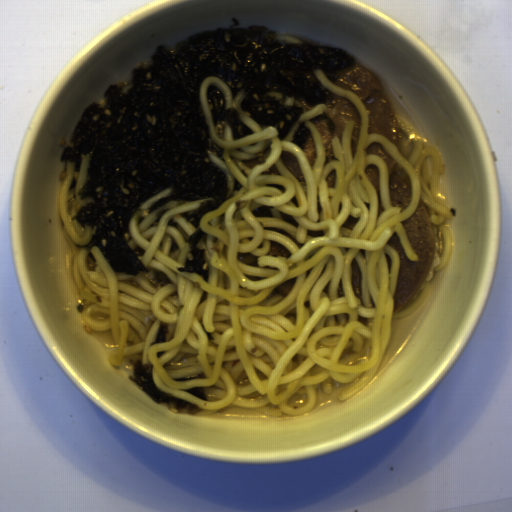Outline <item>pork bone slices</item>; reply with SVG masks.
Listing matches in <instances>:
<instances>
[{"instance_id":"10","label":"pork bone slices","mask_w":512,"mask_h":512,"mask_svg":"<svg viewBox=\"0 0 512 512\" xmlns=\"http://www.w3.org/2000/svg\"><path fill=\"white\" fill-rule=\"evenodd\" d=\"M297 278L289 279L281 284H279L275 289L283 296H287L288 293L292 290L295 285Z\"/></svg>"},{"instance_id":"4","label":"pork bone slices","mask_w":512,"mask_h":512,"mask_svg":"<svg viewBox=\"0 0 512 512\" xmlns=\"http://www.w3.org/2000/svg\"><path fill=\"white\" fill-rule=\"evenodd\" d=\"M367 154H374L381 158L387 166L389 198L392 208L406 210L411 199V188L406 180L395 173L396 160L381 146L379 142H373L365 149Z\"/></svg>"},{"instance_id":"8","label":"pork bone slices","mask_w":512,"mask_h":512,"mask_svg":"<svg viewBox=\"0 0 512 512\" xmlns=\"http://www.w3.org/2000/svg\"><path fill=\"white\" fill-rule=\"evenodd\" d=\"M271 248L267 254H271L278 257L289 258L293 255L292 251L283 243L276 240H270Z\"/></svg>"},{"instance_id":"5","label":"pork bone slices","mask_w":512,"mask_h":512,"mask_svg":"<svg viewBox=\"0 0 512 512\" xmlns=\"http://www.w3.org/2000/svg\"><path fill=\"white\" fill-rule=\"evenodd\" d=\"M366 177L369 183L374 187L377 199H378V213L377 218L386 211L381 200V194H380V172L379 168L376 164H369L366 169Z\"/></svg>"},{"instance_id":"3","label":"pork bone slices","mask_w":512,"mask_h":512,"mask_svg":"<svg viewBox=\"0 0 512 512\" xmlns=\"http://www.w3.org/2000/svg\"><path fill=\"white\" fill-rule=\"evenodd\" d=\"M334 100L326 103L325 110L308 119L319 134L325 155L324 166L330 160H338L333 152L332 142L337 137L341 143L345 126L349 121H353L354 126L350 135V148L352 158L356 155L357 146L361 134V115L357 107L347 98L339 95H333Z\"/></svg>"},{"instance_id":"7","label":"pork bone slices","mask_w":512,"mask_h":512,"mask_svg":"<svg viewBox=\"0 0 512 512\" xmlns=\"http://www.w3.org/2000/svg\"><path fill=\"white\" fill-rule=\"evenodd\" d=\"M351 286L356 297H362L363 273L357 261L353 258L351 263Z\"/></svg>"},{"instance_id":"6","label":"pork bone slices","mask_w":512,"mask_h":512,"mask_svg":"<svg viewBox=\"0 0 512 512\" xmlns=\"http://www.w3.org/2000/svg\"><path fill=\"white\" fill-rule=\"evenodd\" d=\"M279 158L298 182H305V176L300 168L299 159L293 153L282 150Z\"/></svg>"},{"instance_id":"2","label":"pork bone slices","mask_w":512,"mask_h":512,"mask_svg":"<svg viewBox=\"0 0 512 512\" xmlns=\"http://www.w3.org/2000/svg\"><path fill=\"white\" fill-rule=\"evenodd\" d=\"M335 85L356 95L364 105L368 117V135H383L394 144H399L402 134L392 103L379 79L363 66L354 64L350 68L337 70Z\"/></svg>"},{"instance_id":"9","label":"pork bone slices","mask_w":512,"mask_h":512,"mask_svg":"<svg viewBox=\"0 0 512 512\" xmlns=\"http://www.w3.org/2000/svg\"><path fill=\"white\" fill-rule=\"evenodd\" d=\"M304 153L313 169L314 165H315V162H316V155H317V150H316V146H315V143L313 141V138L310 134L306 144H305V147H304Z\"/></svg>"},{"instance_id":"1","label":"pork bone slices","mask_w":512,"mask_h":512,"mask_svg":"<svg viewBox=\"0 0 512 512\" xmlns=\"http://www.w3.org/2000/svg\"><path fill=\"white\" fill-rule=\"evenodd\" d=\"M401 223L418 260H410L407 257L396 230L386 243L398 252L400 258L392 315L404 308L422 286L431 269L435 248L430 215L421 200L411 216Z\"/></svg>"}]
</instances>
